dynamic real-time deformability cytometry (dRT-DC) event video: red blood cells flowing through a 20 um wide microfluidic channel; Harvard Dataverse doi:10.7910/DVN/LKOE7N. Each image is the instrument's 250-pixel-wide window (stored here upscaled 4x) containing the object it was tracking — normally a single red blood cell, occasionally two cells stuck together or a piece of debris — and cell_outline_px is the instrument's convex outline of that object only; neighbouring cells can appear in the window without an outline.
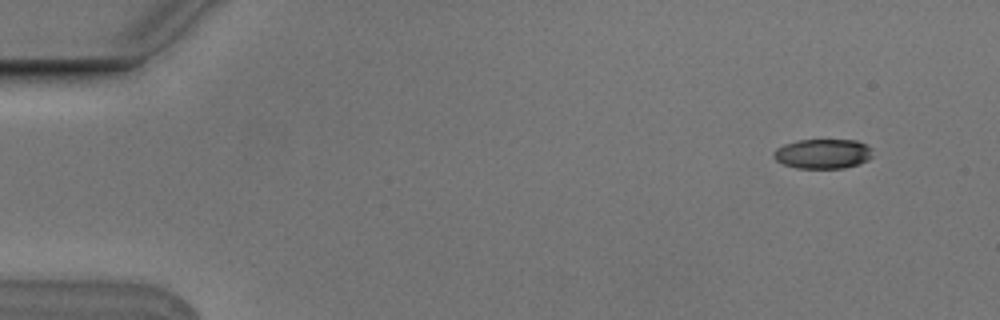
{"species": "Egyptian fruit bat (a non-hibernating species)", "species_latin": "Rousettus aegyptiacus", "temperature_condition": "cold", "stored_images_in_passage": 6, "camera_frame_rate_fps": 3000, "um_per_image_px": 0.085, "animal": {"sex": "male"}, "frame": {"image": 1, "passage_image": 1, "time_ms": 0.0, "image_size_px": [1000, 320], "cell_outline_px": [[872, 156], [868, 160], [860, 164], [844, 168], [796, 168], [784, 164], [776, 160], [772, 156], [772, 152], [776, 148], [784, 144], [800, 140], [856, 140], [872, 148]], "centroid_in_image_um": [69.94, 13.07], "position_along_channel_um": 15.1, "area_um2": 17.22}}
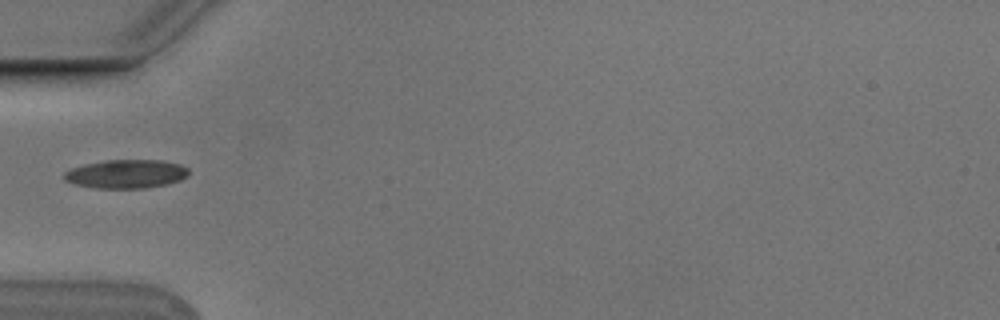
{"frame": {"image": 2, "passage_image": 5, "time_ms": 1.333, "image_size_px": [1000, 320], "cell_outline_px": [[188, 176], [180, 180], [168, 184], [144, 188], [92, 188], [72, 184], [64, 180], [64, 172], [72, 168], [84, 164], [104, 160], [160, 160], [180, 164], [188, 168]], "centroid_in_image_um": [10.7, 14.79], "position_along_channel_um": 74.3, "area_um2": 20.98}}